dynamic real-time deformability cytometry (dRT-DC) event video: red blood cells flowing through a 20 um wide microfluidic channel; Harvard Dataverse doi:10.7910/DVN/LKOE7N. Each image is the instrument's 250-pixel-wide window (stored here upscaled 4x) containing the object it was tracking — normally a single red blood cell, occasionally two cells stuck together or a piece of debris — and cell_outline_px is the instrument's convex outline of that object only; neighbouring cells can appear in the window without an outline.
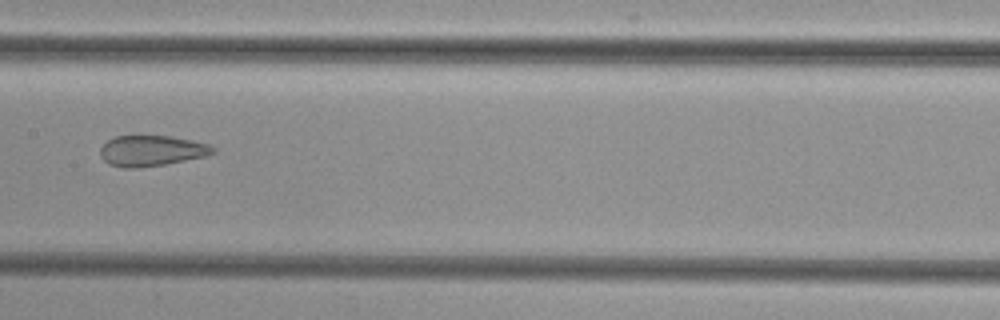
{"species": "common noctule bat (a hibernating species)", "species_latin": "Nyctalus noctula", "temperature_condition": "cold", "stored_images_in_passage": 5, "camera_frame_rate_fps": 3000, "um_per_image_px": 0.085, "animal": {"sex": "female", "body_mass_g": 29.2, "forearm_length_mm": 56.3}, "frame": {"image": 1, "passage_image": 5, "time_ms": 1.333, "image_size_px": [1000, 320], "cell_outline_px": [[216, 152], [204, 156], [164, 164], [136, 168], [124, 168], [108, 164], [100, 156], [100, 148], [108, 140], [116, 136], [136, 132], [172, 136], [192, 140], [208, 144], [216, 148]], "centroid_in_image_um": [12.83, 12.76], "position_along_channel_um": 194.6, "area_um2": 20.87}}